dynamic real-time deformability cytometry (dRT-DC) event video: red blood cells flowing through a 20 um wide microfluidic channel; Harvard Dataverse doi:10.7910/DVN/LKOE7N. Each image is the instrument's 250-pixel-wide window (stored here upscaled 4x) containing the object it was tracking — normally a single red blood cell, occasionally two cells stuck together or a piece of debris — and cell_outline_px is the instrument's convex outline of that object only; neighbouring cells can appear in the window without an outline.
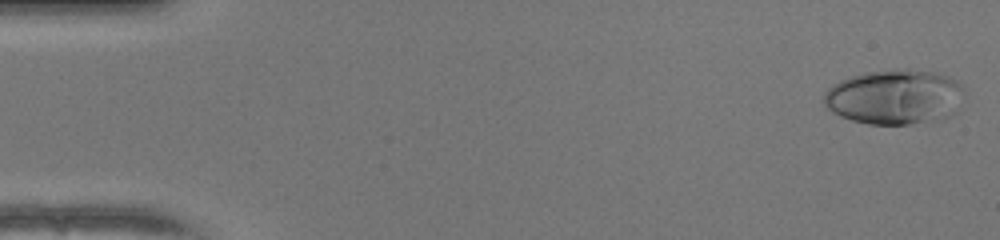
{"species": "human", "species_latin": "Homo sapiens", "temperature_condition": "warm", "stored_images_in_passage": 50, "camera_frame_rate_fps": 3000, "um_per_image_px": 0.085, "donor": {"sex": "female"}, "frame": {"image": 1, "passage_image": 1, "time_ms": 0.0, "image_size_px": [1000, 240], "cell_outline_px": [[964, 92], [956, 112], [940, 120], [908, 124], [868, 124], [852, 120], [840, 116], [832, 112], [824, 104], [824, 92], [832, 84], [840, 80], [864, 72], [908, 68], [932, 72], [948, 76], [956, 80], [964, 88]], "centroid_in_image_um": [76.05, 8.24], "position_along_channel_um": 8.9, "area_um2": 45.2}}
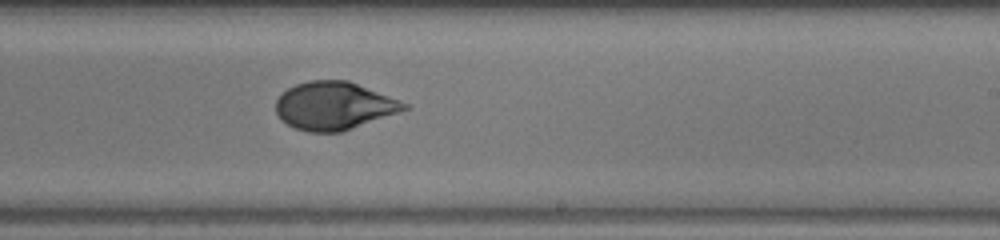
{"frame": {"image": 2, "passage_image": 30, "time_ms": 9.667, "image_size_px": [1000, 240], "cell_outline_px": [[412, 108], [340, 132], [308, 132], [296, 128], [280, 120], [276, 112], [276, 100], [288, 88], [296, 84], [308, 80], [348, 80], [400, 100], [408, 104]], "centroid_in_image_um": [28.4, 8.99], "position_along_channel_um": 260.6, "area_um2": 35.78}}
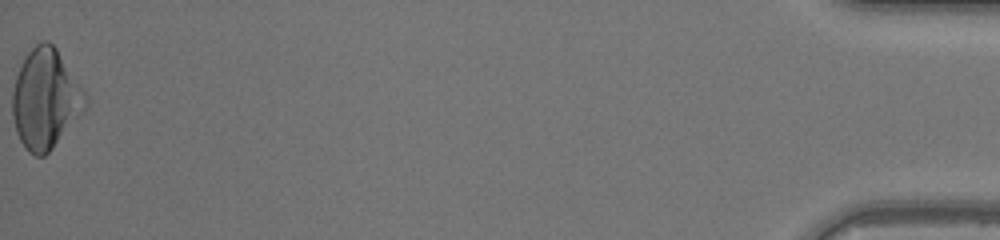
{"frame": {"image": 3, "passage_image": 50, "time_ms": 16.333, "image_size_px": [1000, 240], "cell_outline_px": [[88, 104], [80, 116], [52, 148], [44, 156], [36, 156], [28, 152], [20, 140], [16, 132], [12, 116], [12, 92], [16, 76], [20, 64], [28, 52], [36, 44], [44, 40], [48, 40], [56, 48], [84, 88], [88, 96]], "centroid_in_image_um": [3.87, 8.41], "position_along_channel_um": 431.3, "area_um2": 42.6}, "authors_computed_cell_mechanics": {"area_um2": 36.414, "velocity_mm_per_s": 4.1385, "shape_relaxation_time_tau1_ms": 5.3996, "shape_relaxation_time_tau2_ms": 1.0817, "deformation_change_tau1": 0.2224, "deformation_change_tau2": 0.0454}}